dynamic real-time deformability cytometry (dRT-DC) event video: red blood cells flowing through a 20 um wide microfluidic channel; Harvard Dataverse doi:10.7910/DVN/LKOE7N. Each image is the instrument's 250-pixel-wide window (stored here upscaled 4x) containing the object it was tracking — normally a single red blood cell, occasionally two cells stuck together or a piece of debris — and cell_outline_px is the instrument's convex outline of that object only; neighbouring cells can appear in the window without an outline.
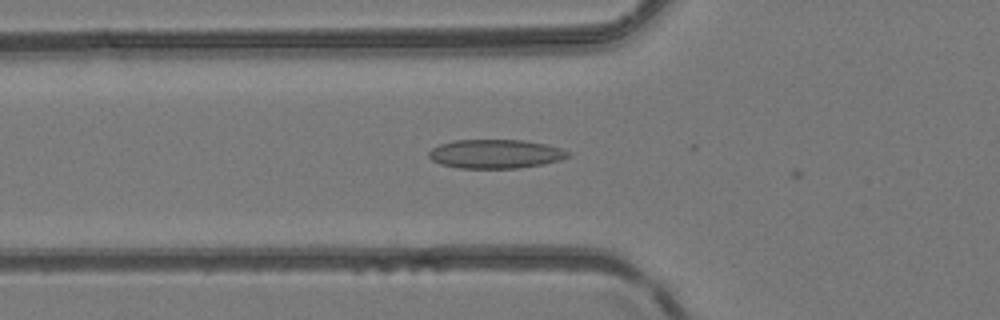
{"species": "common noctule bat (a hibernating species)", "species_latin": "Nyctalus noctula", "temperature_condition": "room temperature", "stored_images_in_passage": 6, "camera_frame_rate_fps": 3000, "um_per_image_px": 0.085, "animal": {"sex": "female", "body_mass_g": 24.6, "forearm_length_mm": 56.2}, "frame": {"image": 1, "passage_image": 5, "time_ms": 1.333, "image_size_px": [1000, 320], "cell_outline_px": [[572, 156], [560, 160], [520, 168], [460, 168], [440, 164], [432, 160], [428, 156], [428, 152], [432, 148], [440, 144], [452, 140], [524, 140], [548, 144], [560, 148], [568, 152]], "centroid_in_image_um": [42.11, 13.07], "position_along_channel_um": 83.7, "area_um2": 23.52}}